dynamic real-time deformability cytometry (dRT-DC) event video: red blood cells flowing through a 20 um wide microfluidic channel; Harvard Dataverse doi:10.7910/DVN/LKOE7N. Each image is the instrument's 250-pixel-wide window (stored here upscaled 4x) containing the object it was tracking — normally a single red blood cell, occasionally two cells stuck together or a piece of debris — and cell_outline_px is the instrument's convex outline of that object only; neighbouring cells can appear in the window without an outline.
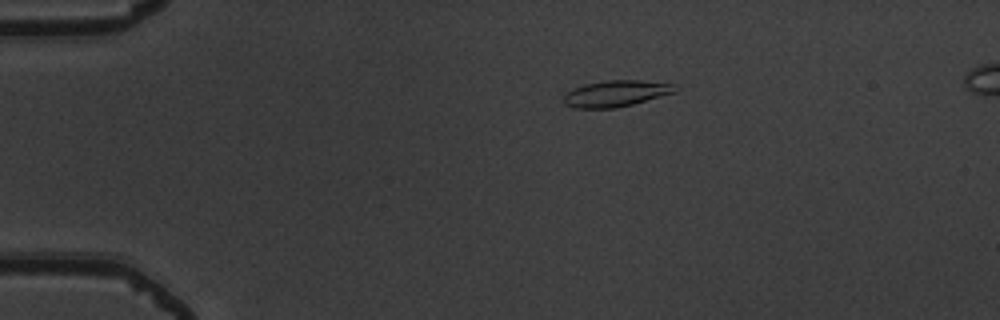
{"species": "common noctule bat (a hibernating species)", "species_latin": "Nyctalus noctula", "temperature_condition": "warm", "stored_images_in_passage": 43, "camera_frame_rate_fps": 3000, "um_per_image_px": 0.085, "animal": {"sex": "male", "body_mass_g": 19.5, "forearm_length_mm": 54.6}, "frame": {"image": 1, "passage_image": 1, "time_ms": 0.0, "image_size_px": [1000, 320], "cell_outline_px": [[680, 88], [676, 92], [632, 104], [616, 108], [576, 108], [564, 104], [564, 96], [572, 88], [584, 84], [608, 80], [640, 80], [676, 84]], "centroid_in_image_um": [52.39, 7.94], "position_along_channel_um": 32.6, "area_um2": 17.11}}
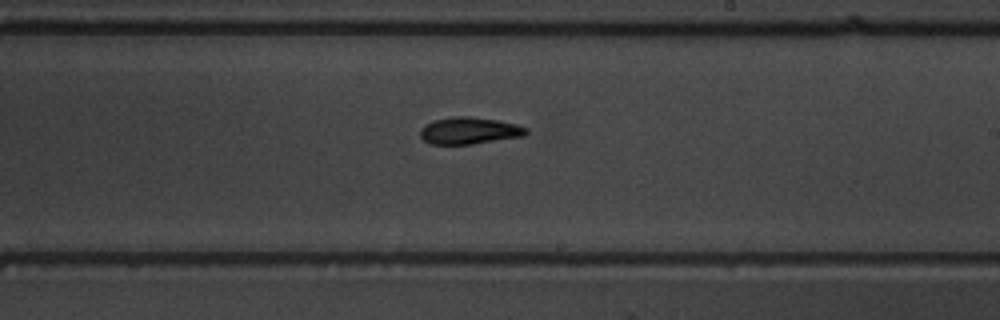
{"frame": {"image": 2, "passage_image": 22, "time_ms": 7.0, "image_size_px": [1000, 320], "cell_outline_px": [[528, 132], [524, 136], [472, 144], [432, 144], [424, 140], [420, 136], [420, 128], [424, 124], [432, 120], [456, 116], [468, 116], [496, 120], [516, 124], [528, 128]], "centroid_in_image_um": [39.87, 11.1], "position_along_channel_um": 249.1, "area_um2": 16.65}}
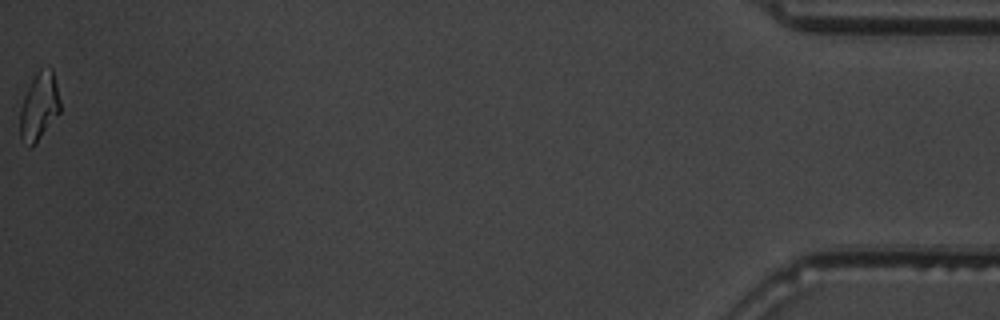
{"frame": {"image": 3, "passage_image": 43, "time_ms": 14.0, "image_size_px": [1000, 320], "cell_outline_px": [[60, 112], [40, 136], [28, 148], [20, 140], [20, 108], [24, 96], [36, 72], [40, 68], [52, 68], [60, 100]], "centroid_in_image_um": [3.31, 9.03], "position_along_channel_um": 431.9, "area_um2": 15.55}, "authors_computed_cell_mechanics": {"area_um2": 16.1262, "velocity_mm_per_s": 3.907, "shape_relaxation_time_tau1_ms": 4.2776, "shape_relaxation_time_tau2_ms": 8.0494, "deformation_change_tau1": 0.1771, "deformation_change_tau2": 0.1746}}